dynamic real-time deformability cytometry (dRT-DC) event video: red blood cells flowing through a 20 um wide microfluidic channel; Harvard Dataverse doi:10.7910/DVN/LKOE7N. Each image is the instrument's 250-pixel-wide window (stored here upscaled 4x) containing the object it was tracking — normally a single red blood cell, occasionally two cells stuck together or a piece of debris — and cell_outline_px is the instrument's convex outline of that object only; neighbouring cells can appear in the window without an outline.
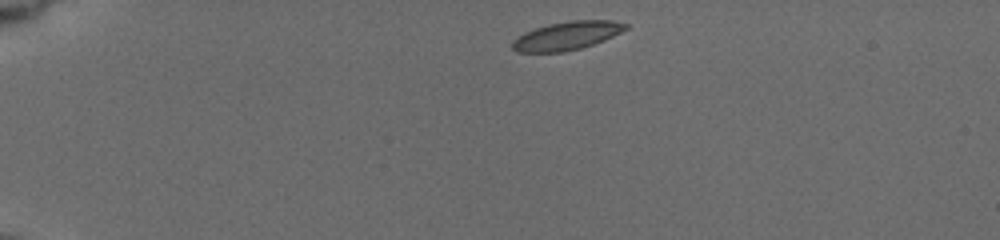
{"species": "common noctule bat (a hibernating species)", "species_latin": "Nyctalus noctula", "temperature_condition": "cold", "stored_images_in_passage": 54, "camera_frame_rate_fps": 3000, "um_per_image_px": 0.085, "animal": {"sex": "female", "body_mass_g": 19.5, "forearm_length_mm": 54.1}, "frame": {"image": 1, "passage_image": 1, "time_ms": 0.0, "image_size_px": [1000, 240], "cell_outline_px": [[628, 28], [604, 40], [580, 48], [564, 52], [516, 52], [512, 48], [512, 40], [524, 32], [548, 24], [572, 20], [612, 20], [628, 24]], "centroid_in_image_um": [48.16, 3.03], "position_along_channel_um": 36.8, "area_um2": 18.67}}
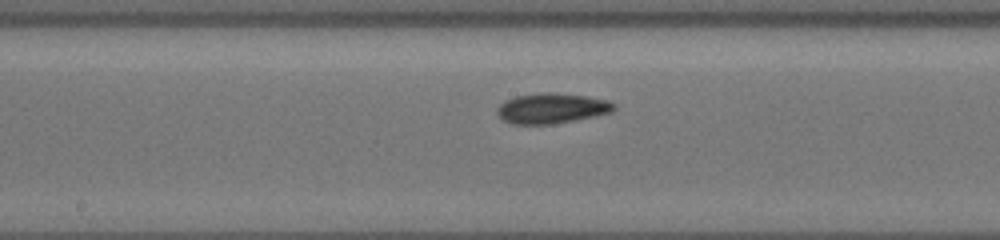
{"frame": {"image": 2, "passage_image": 24, "time_ms": 6.333, "image_size_px": [1000, 240], "cell_outline_px": [[616, 108], [612, 112], [552, 124], [512, 124], [504, 120], [496, 112], [496, 108], [504, 100], [516, 96], [540, 92], [552, 92], [588, 96], [608, 100], [616, 104]], "centroid_in_image_um": [46.89, 9.19], "position_along_channel_um": 201.3, "area_um2": 20.63}}
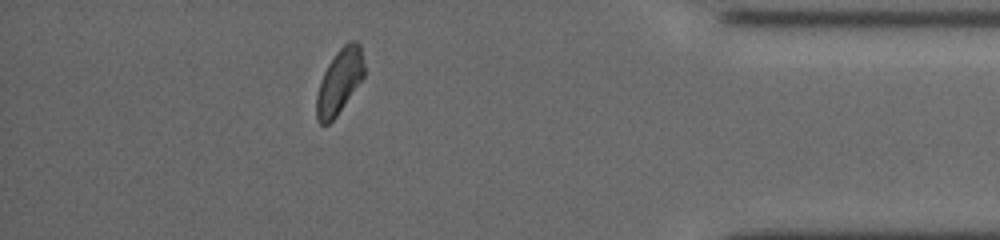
{"frame": {"image": 3, "passage_image": 47, "time_ms": 12.667, "image_size_px": [1000, 240], "cell_outline_px": [[364, 76], [336, 116], [328, 124], [320, 124], [316, 120], [316, 96], [324, 72], [328, 64], [336, 52], [348, 40], [356, 40], [360, 44], [364, 64]], "centroid_in_image_um": [28.85, 6.9], "position_along_channel_um": 406.4, "area_um2": 17.8}, "authors_computed_cell_mechanics": {"area_um2": 18.6983, "velocity_mm_per_s": 3.7152, "shape_relaxation_time_tau1_ms": 3.2321, "shape_relaxation_time_tau2_ms": 3.4342, "deformation_change_tau1": 0.0947, "deformation_change_tau2": 0.0981}}